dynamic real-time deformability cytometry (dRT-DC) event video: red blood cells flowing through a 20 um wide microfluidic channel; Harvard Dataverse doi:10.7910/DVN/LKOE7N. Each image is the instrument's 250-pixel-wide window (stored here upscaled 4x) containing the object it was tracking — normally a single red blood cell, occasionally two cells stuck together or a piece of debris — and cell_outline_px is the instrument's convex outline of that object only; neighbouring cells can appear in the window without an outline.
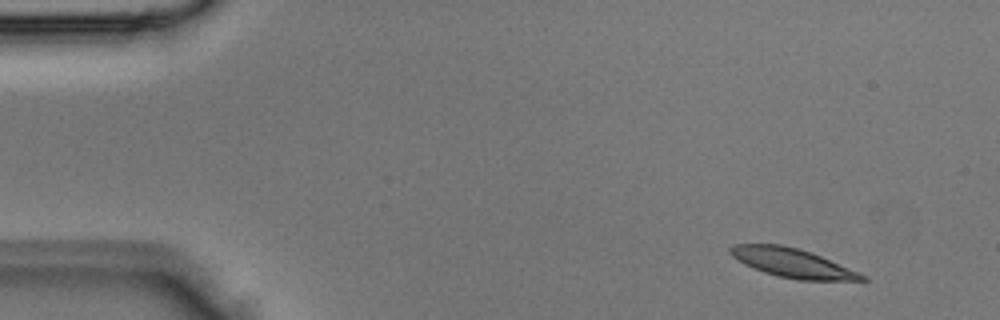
{"species": "Egyptian fruit bat (a non-hibernating species)", "species_latin": "Rousettus aegyptiacus", "temperature_condition": "room temperature", "stored_images_in_passage": 4, "camera_frame_rate_fps": 3000, "um_per_image_px": 0.085, "animal": {"sex": "male"}, "frame": {"image": 1, "passage_image": 1, "time_ms": 0.0, "image_size_px": [1000, 320], "cell_outline_px": [[868, 280], [800, 280], [780, 276], [764, 272], [744, 264], [732, 256], [728, 252], [728, 248], [732, 244], [780, 244], [812, 252], [868, 276]], "centroid_in_image_um": [67.34, 22.34], "position_along_channel_um": 17.7, "area_um2": 22.14}}
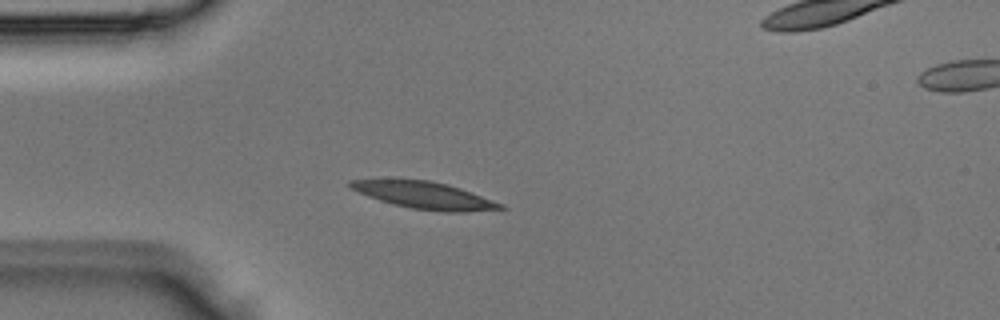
{"frame": {"image": 2, "passage_image": 3, "time_ms": 0.667, "image_size_px": [1000, 320], "cell_outline_px": [[508, 208], [468, 212], [444, 212], [412, 208], [392, 204], [368, 196], [352, 188], [348, 184], [348, 180], [428, 180], [448, 184], [460, 188], [504, 204]], "centroid_in_image_um": [36.15, 16.62], "position_along_channel_um": 48.8, "area_um2": 23.29}}